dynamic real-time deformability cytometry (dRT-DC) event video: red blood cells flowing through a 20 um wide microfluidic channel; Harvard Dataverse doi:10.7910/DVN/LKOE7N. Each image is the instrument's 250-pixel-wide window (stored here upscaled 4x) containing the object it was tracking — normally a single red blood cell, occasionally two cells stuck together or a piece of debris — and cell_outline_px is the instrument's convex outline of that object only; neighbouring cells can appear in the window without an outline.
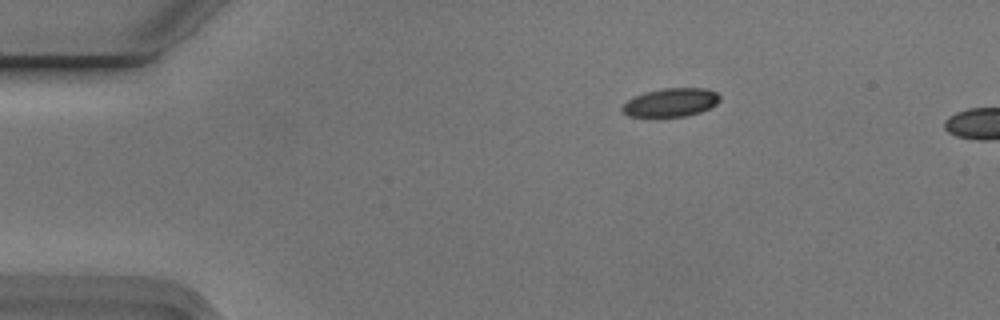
{"species": "Egyptian fruit bat (a non-hibernating species)", "species_latin": "Rousettus aegyptiacus", "temperature_condition": "cold", "stored_images_in_passage": 2, "camera_frame_rate_fps": 3000, "um_per_image_px": 0.085, "animal": {"sex": "male"}, "frame": {"image": 1, "passage_image": 1, "time_ms": 0.0, "image_size_px": [1000, 320], "cell_outline_px": [[720, 100], [716, 104], [700, 112], [684, 116], [628, 116], [620, 112], [620, 108], [628, 100], [644, 92], [664, 88], [708, 88], [716, 92], [720, 96]], "centroid_in_image_um": [57.01, 8.7], "position_along_channel_um": 28.0, "area_um2": 16.13}}